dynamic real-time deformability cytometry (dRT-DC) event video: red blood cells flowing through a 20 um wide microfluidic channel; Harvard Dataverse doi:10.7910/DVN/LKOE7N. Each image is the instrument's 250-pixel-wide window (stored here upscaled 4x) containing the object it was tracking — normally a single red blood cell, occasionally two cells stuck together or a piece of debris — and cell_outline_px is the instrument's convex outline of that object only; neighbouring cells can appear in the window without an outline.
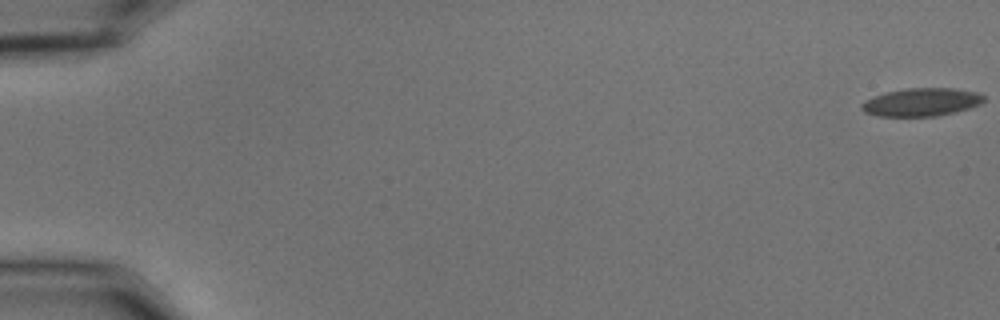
{"species": "common noctule bat (a hibernating species)", "species_latin": "Nyctalus noctula", "temperature_condition": "cold", "stored_images_in_passage": 56, "camera_frame_rate_fps": 3000, "um_per_image_px": 0.085, "animal": {"sex": "male", "body_mass_g": 15.6}, "frame": {"image": 1, "passage_image": 1, "time_ms": 0.0, "image_size_px": [1000, 320], "cell_outline_px": [[984, 100], [980, 104], [956, 112], [936, 116], [880, 116], [864, 112], [860, 108], [860, 104], [864, 100], [888, 92], [908, 88], [952, 88], [976, 92], [984, 96]], "centroid_in_image_um": [78.31, 8.68], "position_along_channel_um": 6.7, "area_um2": 19.83}}
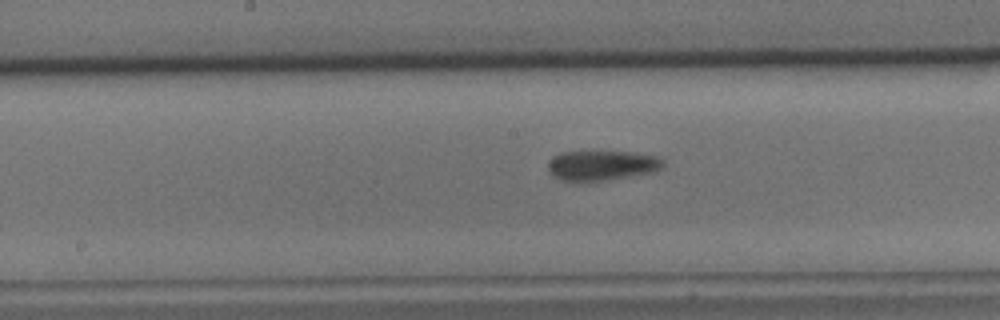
{"frame": {"image": 2, "passage_image": 30, "time_ms": 9.667, "image_size_px": [1000, 320], "cell_outline_px": [[664, 164], [660, 168], [652, 172], [604, 180], [560, 180], [552, 176], [548, 172], [548, 160], [552, 156], [560, 152], [628, 152], [664, 156]], "centroid_in_image_um": [51.14, 14.04], "position_along_channel_um": 197.1, "area_um2": 20.0}}
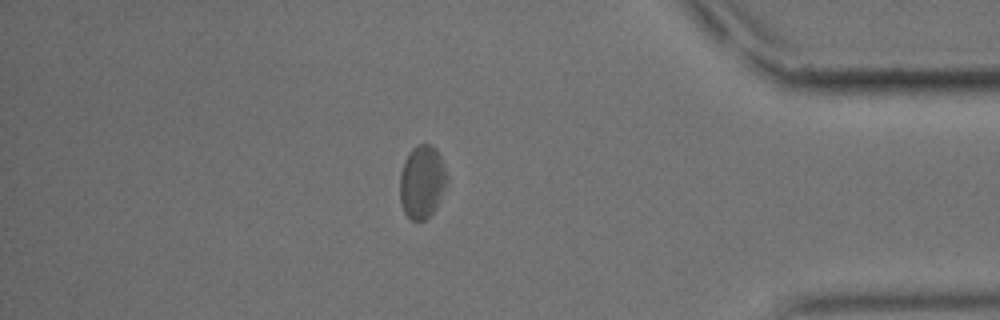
{"frame": {"image": 3, "passage_image": 49, "time_ms": 16.0, "image_size_px": [1000, 320], "cell_outline_px": [[448, 180], [436, 208], [424, 220], [412, 220], [404, 212], [400, 200], [400, 172], [404, 160], [408, 152], [416, 144], [432, 144], [436, 148], [440, 156]], "centroid_in_image_um": [35.86, 15.42], "position_along_channel_um": 399.3, "area_um2": 20.06}, "authors_computed_cell_mechanics": {"area_um2": 20.3167, "velocity_mm_per_s": 3.6477, "shape_relaxation_time_tau1_ms": 5.1091, "shape_relaxation_time_tau2_ms": 6.8441, "deformation_change_tau1": 0.0838, "deformation_change_tau2": 0.1122}}